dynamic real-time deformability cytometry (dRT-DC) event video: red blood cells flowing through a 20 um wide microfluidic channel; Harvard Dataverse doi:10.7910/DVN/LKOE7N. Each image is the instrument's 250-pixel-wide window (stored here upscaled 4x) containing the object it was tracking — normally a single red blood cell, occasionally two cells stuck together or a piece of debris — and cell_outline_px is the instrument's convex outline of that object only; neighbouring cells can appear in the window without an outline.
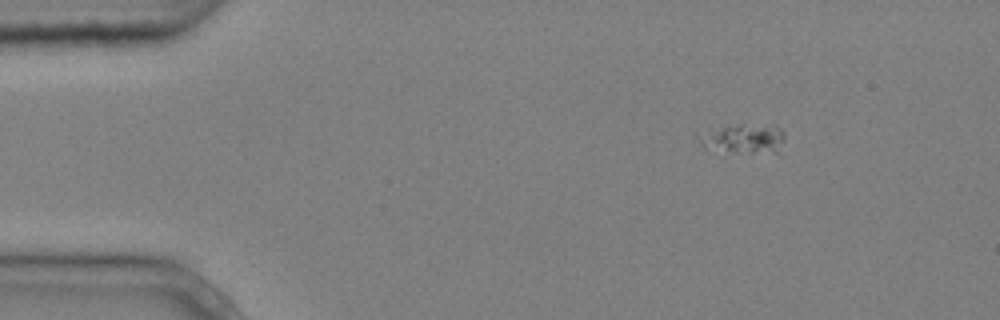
{"species": "common noctule bat (a hibernating species)", "species_latin": "Nyctalus noctula", "temperature_condition": "cold", "stored_images_in_passage": 6, "camera_frame_rate_fps": 3000, "um_per_image_px": 0.085, "animal": {"sex": "male", "body_mass_g": 20.4}, "frame": {"image": 1, "passage_image": 1, "time_ms": 0.0, "image_size_px": [1000, 320], "cell_outline_px": [[784, 140], [776, 152], [736, 152], [704, 148], [700, 144], [696, 136], [724, 128], [740, 124], [776, 124], [784, 132]], "centroid_in_image_um": [63.28, 11.77], "position_along_channel_um": 21.7, "area_um2": 14.39}}
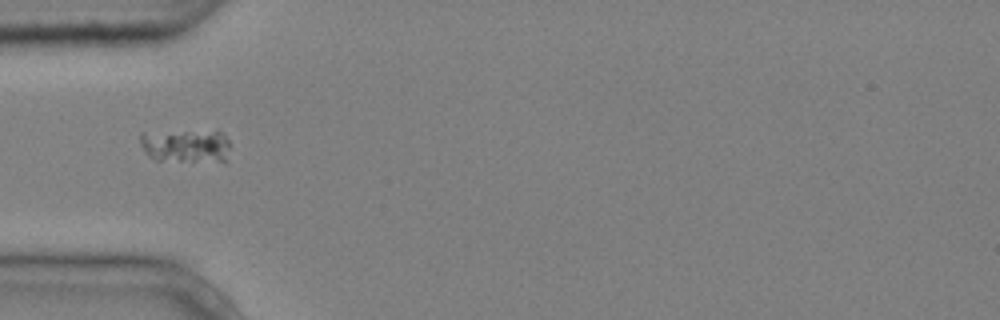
{"frame": {"image": 2, "passage_image": 4, "time_ms": 1.0, "image_size_px": [1000, 320], "cell_outline_px": [[228, 148], [224, 164], [156, 160], [148, 156], [144, 152], [140, 144], [140, 132], [216, 128], [228, 140]], "centroid_in_image_um": [15.81, 12.38], "position_along_channel_um": 69.2, "area_um2": 18.96}}
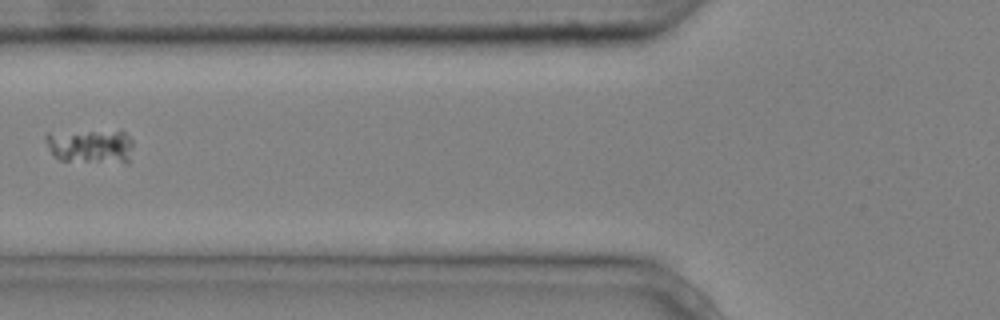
{"frame": {"image": 3, "passage_image": 5, "time_ms": 1.333, "image_size_px": [1000, 320], "cell_outline_px": [[132, 144], [128, 164], [124, 164], [60, 160], [48, 148], [44, 140], [44, 136], [48, 132], [124, 132], [132, 140]], "centroid_in_image_um": [7.68, 12.46], "position_along_channel_um": 118.1, "area_um2": 17.4}}